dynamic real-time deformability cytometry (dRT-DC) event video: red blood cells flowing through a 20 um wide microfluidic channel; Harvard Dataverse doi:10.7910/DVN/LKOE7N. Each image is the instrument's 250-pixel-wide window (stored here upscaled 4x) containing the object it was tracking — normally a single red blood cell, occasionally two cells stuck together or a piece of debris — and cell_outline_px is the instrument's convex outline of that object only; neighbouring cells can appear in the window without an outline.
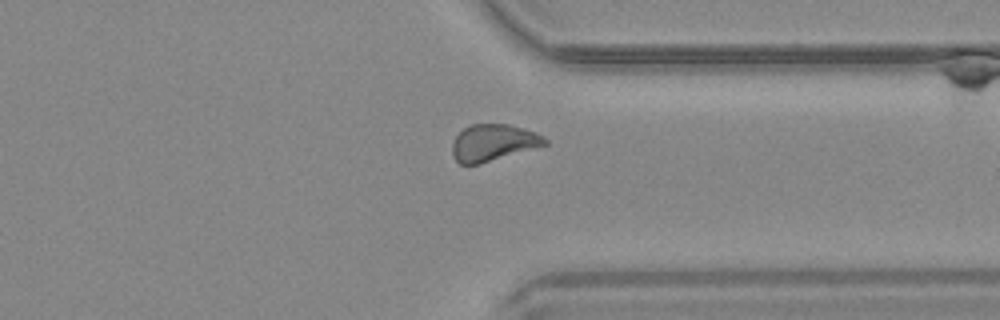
{"species": "common noctule bat (a hibernating species)", "species_latin": "Nyctalus noctula", "temperature_condition": "warm", "stored_images_in_passage": 34, "camera_frame_rate_fps": 3000, "um_per_image_px": 0.085, "animal": {"sex": "male", "body_mass_g": 20.4}, "frame": {"image": 1, "passage_image": 25, "time_ms": 8.0, "image_size_px": [1000, 320], "cell_outline_px": [[548, 144], [480, 164], [460, 164], [452, 156], [452, 144], [456, 136], [464, 128], [472, 124], [508, 124], [536, 132], [544, 136], [548, 140]], "centroid_in_image_um": [41.93, 12.13], "position_along_channel_um": 369.5, "area_um2": 19.77}}